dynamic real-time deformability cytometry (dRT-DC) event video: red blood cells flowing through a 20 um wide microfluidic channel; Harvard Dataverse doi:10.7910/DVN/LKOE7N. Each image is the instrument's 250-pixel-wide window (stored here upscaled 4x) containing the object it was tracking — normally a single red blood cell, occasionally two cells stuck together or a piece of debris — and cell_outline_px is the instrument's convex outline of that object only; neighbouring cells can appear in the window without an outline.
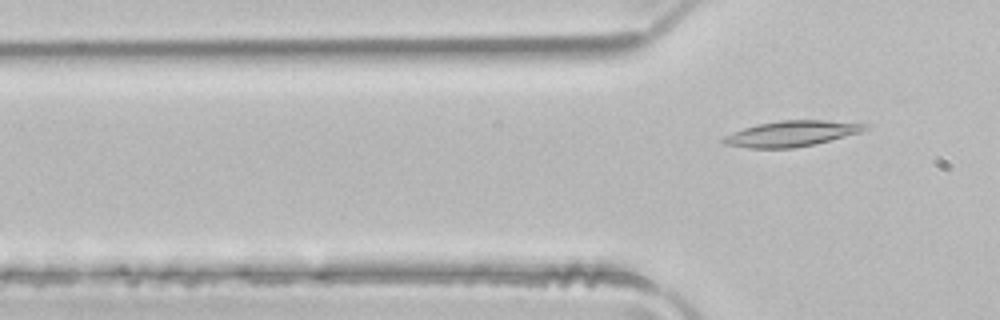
{"species": "common noctule bat (a hibernating species)", "species_latin": "Nyctalus noctula", "temperature_condition": "room temperature", "stored_images_in_passage": 4, "camera_frame_rate_fps": 3000, "um_per_image_px": 0.085, "animal": {"sex": "male", "body_mass_g": 21.5, "forearm_length_mm": 52.0}, "frame": {"image": 1, "passage_image": 4, "time_ms": 1.0, "image_size_px": [1000, 320], "cell_outline_px": [[868, 128], [860, 132], [812, 144], [792, 148], [748, 148], [724, 144], [720, 140], [724, 136], [732, 132], [744, 128], [760, 124], [780, 120], [824, 120], [868, 124]], "centroid_in_image_um": [67.23, 11.35], "position_along_channel_um": 58.6, "area_um2": 20.81}}